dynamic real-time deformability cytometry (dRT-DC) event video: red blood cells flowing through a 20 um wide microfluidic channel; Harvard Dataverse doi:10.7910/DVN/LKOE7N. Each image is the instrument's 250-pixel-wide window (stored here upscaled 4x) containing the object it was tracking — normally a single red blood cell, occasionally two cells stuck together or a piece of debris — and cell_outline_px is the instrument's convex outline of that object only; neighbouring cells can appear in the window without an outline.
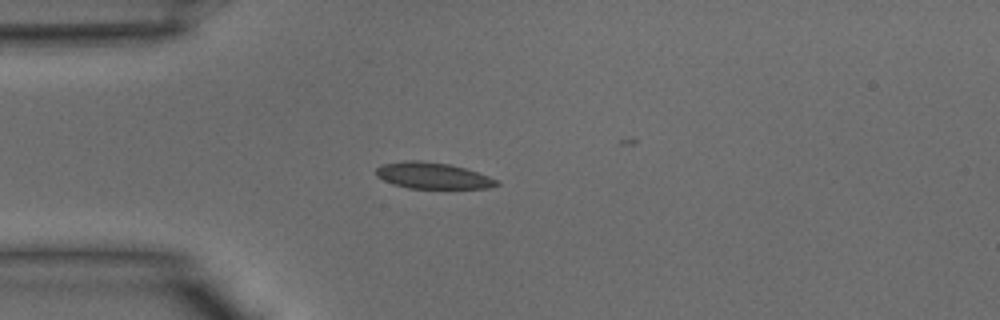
{"species": "common noctule bat (a hibernating species)", "species_latin": "Nyctalus noctula", "temperature_condition": "warm", "stored_images_in_passage": 26, "camera_frame_rate_fps": 3000, "um_per_image_px": 0.085, "animal": {"sex": "male", "body_mass_g": 15.6}, "frame": {"image": 1, "passage_image": 1, "time_ms": 0.0, "image_size_px": [1000, 320], "cell_outline_px": [[500, 184], [488, 188], [408, 188], [392, 184], [376, 176], [376, 168], [380, 164], [404, 160], [424, 160], [448, 164], [464, 168], [488, 176], [496, 180]], "centroid_in_image_um": [36.71, 14.92], "position_along_channel_um": 48.3, "area_um2": 18.44}}